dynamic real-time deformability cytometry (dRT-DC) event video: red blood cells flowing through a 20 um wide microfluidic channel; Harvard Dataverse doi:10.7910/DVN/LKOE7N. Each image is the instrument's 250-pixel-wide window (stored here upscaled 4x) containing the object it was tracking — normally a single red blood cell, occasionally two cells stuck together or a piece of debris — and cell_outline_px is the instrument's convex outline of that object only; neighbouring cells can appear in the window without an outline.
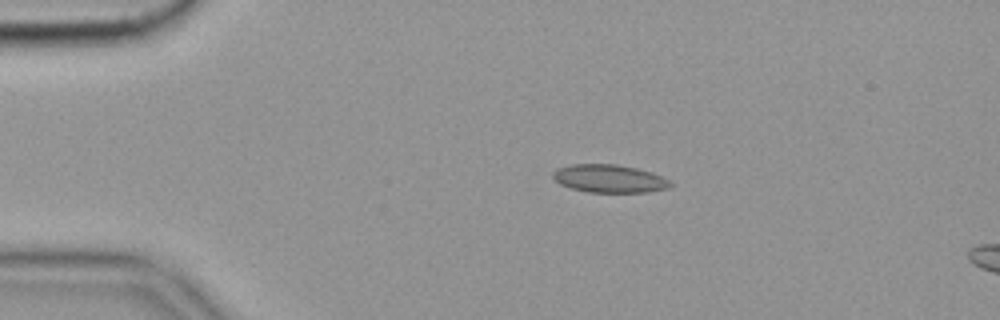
{"species": "common noctule bat (a hibernating species)", "species_latin": "Nyctalus noctula", "temperature_condition": "cold", "stored_images_in_passage": 13, "camera_frame_rate_fps": 3000, "um_per_image_px": 0.085, "animal": {"sex": "female", "body_mass_g": 19.9}, "frame": {"image": 1, "passage_image": 8, "time_ms": 2.333, "image_size_px": [1000, 320], "cell_outline_px": [[672, 184], [668, 188], [648, 192], [588, 192], [572, 188], [560, 184], [552, 176], [552, 172], [556, 168], [572, 164], [616, 164], [636, 168], [652, 172], [668, 180]], "centroid_in_image_um": [51.77, 15.17], "position_along_channel_um": 33.2, "area_um2": 19.07}}